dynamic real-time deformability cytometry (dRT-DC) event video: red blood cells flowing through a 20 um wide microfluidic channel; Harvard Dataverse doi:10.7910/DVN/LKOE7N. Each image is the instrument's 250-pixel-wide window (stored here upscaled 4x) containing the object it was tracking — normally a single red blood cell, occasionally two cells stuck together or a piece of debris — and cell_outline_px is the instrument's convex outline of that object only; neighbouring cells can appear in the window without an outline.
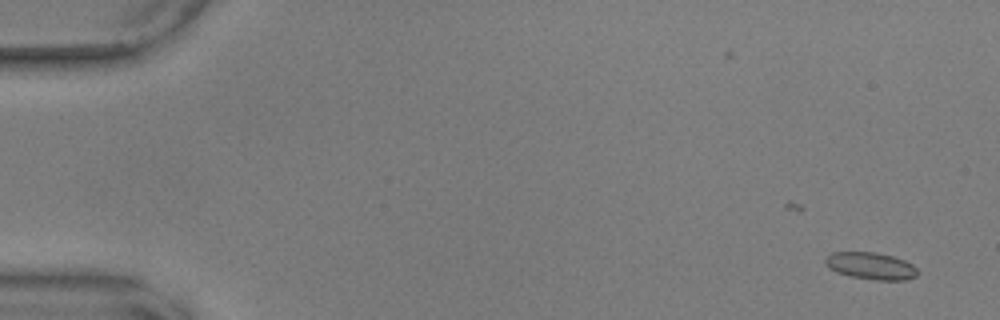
{"species": "common noctule bat (a hibernating species)", "species_latin": "Nyctalus noctula", "temperature_condition": "warm", "stored_images_in_passage": 40, "camera_frame_rate_fps": 3000, "um_per_image_px": 0.085, "animal": {"sex": "male", "body_mass_g": 17.9, "forearm_length_mm": 54.2}, "frame": {"image": 1, "passage_image": 3, "time_ms": 0.667, "image_size_px": [1000, 320], "cell_outline_px": [[916, 276], [904, 280], [876, 280], [852, 276], [836, 272], [828, 268], [824, 264], [824, 260], [832, 252], [876, 252], [892, 256], [904, 260], [912, 264], [916, 268]], "centroid_in_image_um": [73.99, 22.59], "position_along_channel_um": 11.0, "area_um2": 14.45}}
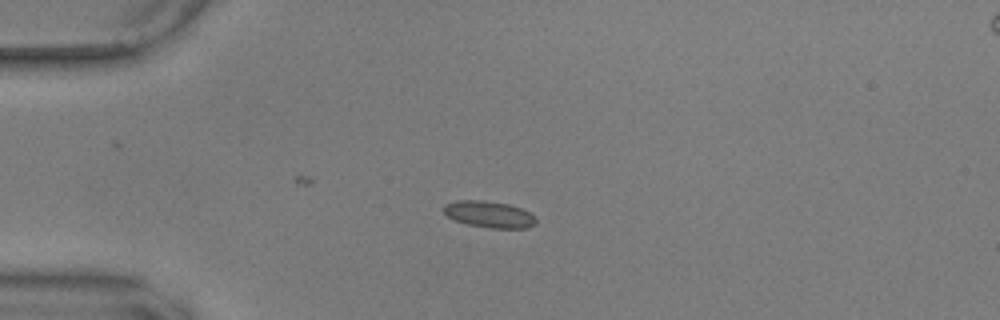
{"frame": {"image": 2, "passage_image": 15, "time_ms": 4.667, "image_size_px": [1000, 320], "cell_outline_px": [[536, 224], [528, 228], [488, 228], [468, 224], [456, 220], [448, 216], [444, 212], [444, 204], [456, 200], [484, 200], [508, 204], [520, 208], [536, 216]], "centroid_in_image_um": [41.6, 18.22], "position_along_channel_um": 43.4, "area_um2": 14.28}}